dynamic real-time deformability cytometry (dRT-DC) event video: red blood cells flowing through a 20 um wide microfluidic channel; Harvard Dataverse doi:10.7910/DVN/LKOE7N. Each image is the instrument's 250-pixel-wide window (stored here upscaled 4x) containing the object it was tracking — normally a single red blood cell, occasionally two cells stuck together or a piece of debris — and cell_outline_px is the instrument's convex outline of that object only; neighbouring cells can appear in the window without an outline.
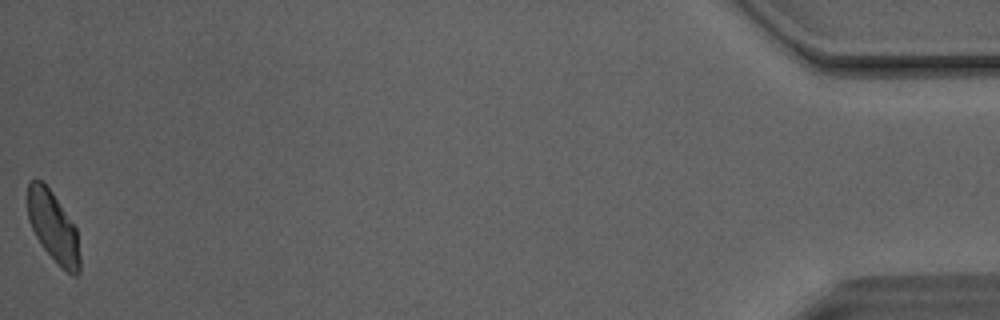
{"species": "Egyptian fruit bat (a non-hibernating species)", "species_latin": "Rousettus aegyptiacus", "temperature_condition": "room temperature", "stored_images_in_passage": 50, "camera_frame_rate_fps": 3000, "um_per_image_px": 0.085, "animal": {"sex": "male"}, "frame": {"image": 1, "passage_image": 50, "time_ms": 16.333, "image_size_px": [1000, 320], "cell_outline_px": [[80, 272], [76, 276], [72, 276], [40, 244], [28, 220], [28, 180], [40, 180], [52, 192], [76, 228], [80, 256]], "centroid_in_image_um": [4.53, 19.29], "position_along_channel_um": 430.7, "area_um2": 20.98}, "authors_computed_cell_mechanics": {"area_um2": 22.8599, "velocity_mm_per_s": 4.1097, "shape_relaxation_time_tau1_ms": 3.8386, "shape_relaxation_time_tau2_ms": 2.5258, "deformation_change_tau1": 0.1189, "deformation_change_tau2": 0.0913}}